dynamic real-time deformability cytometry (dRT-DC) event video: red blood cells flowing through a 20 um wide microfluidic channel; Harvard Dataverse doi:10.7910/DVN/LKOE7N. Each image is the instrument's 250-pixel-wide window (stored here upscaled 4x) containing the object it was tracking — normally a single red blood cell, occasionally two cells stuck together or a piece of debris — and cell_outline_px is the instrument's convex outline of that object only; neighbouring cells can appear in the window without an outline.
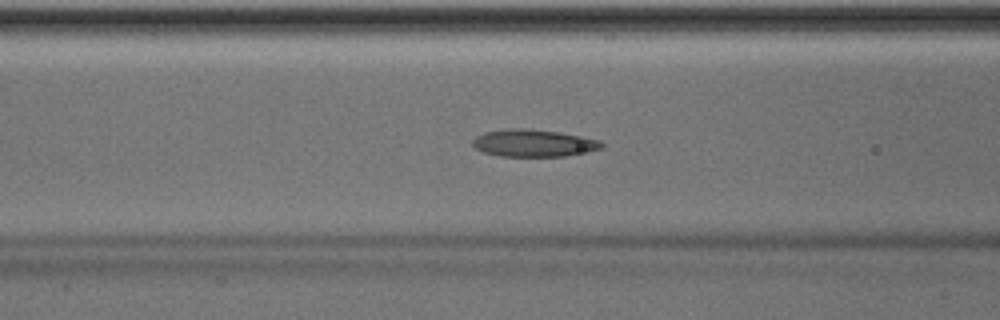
{"species": "Egyptian fruit bat (a non-hibernating species)", "species_latin": "Rousettus aegyptiacus", "temperature_condition": "room temperature", "stored_images_in_passage": 36, "camera_frame_rate_fps": 3000, "um_per_image_px": 0.085, "animal": {"sex": "male"}, "frame": {"image": 1, "passage_image": 6, "time_ms": 1.667, "image_size_px": [1000, 320], "cell_outline_px": [[604, 148], [564, 156], [500, 156], [484, 152], [476, 148], [472, 144], [472, 140], [476, 136], [484, 132], [508, 128], [524, 128], [556, 132], [580, 136], [600, 140], [604, 144]], "centroid_in_image_um": [45.34, 12.16], "position_along_channel_um": 121.3, "area_um2": 20.35}}
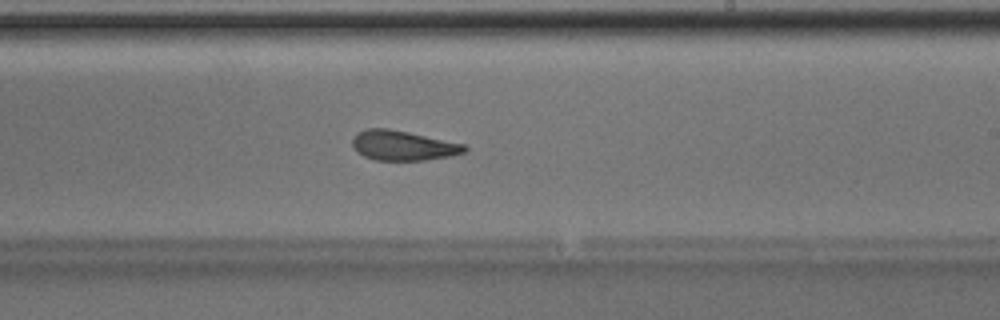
{"frame": {"image": 2, "passage_image": 16, "time_ms": 5.0, "image_size_px": [1000, 320], "cell_outline_px": [[468, 148], [464, 152], [448, 156], [424, 160], [376, 160], [364, 156], [356, 152], [352, 148], [352, 140], [356, 132], [368, 128], [388, 128], [408, 132], [464, 144]], "centroid_in_image_um": [34.19, 12.36], "position_along_channel_um": 254.8, "area_um2": 19.42}}
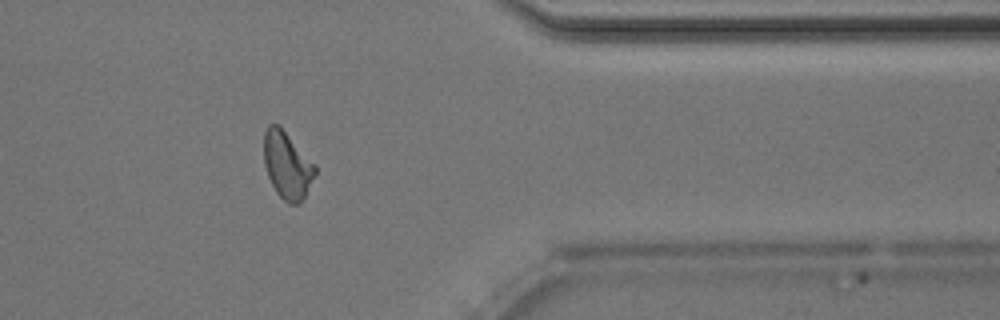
{"frame": {"image": 3, "passage_image": 27, "time_ms": 8.667, "image_size_px": [1000, 320], "cell_outline_px": [[316, 172], [300, 204], [288, 204], [276, 192], [268, 176], [264, 164], [264, 132], [268, 124], [280, 124], [316, 164]], "centroid_in_image_um": [24.41, 14.0], "position_along_channel_um": 387.0, "area_um2": 20.23}, "authors_computed_cell_mechanics": {"area_um2": 19.8543, "velocity_mm_per_s": 4.0162, "shape_relaxation_time_tau1_ms": 2.9571, "shape_relaxation_time_tau2_ms": 1.8957, "deformation_change_tau1": 0.1357, "deformation_change_tau2": 0.107}}